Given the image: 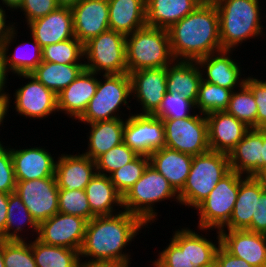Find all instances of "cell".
<instances>
[{
	"instance_id": "45",
	"label": "cell",
	"mask_w": 266,
	"mask_h": 267,
	"mask_svg": "<svg viewBox=\"0 0 266 267\" xmlns=\"http://www.w3.org/2000/svg\"><path fill=\"white\" fill-rule=\"evenodd\" d=\"M137 155L123 142L102 154L96 160L97 173L109 176L114 171L131 162Z\"/></svg>"
},
{
	"instance_id": "25",
	"label": "cell",
	"mask_w": 266,
	"mask_h": 267,
	"mask_svg": "<svg viewBox=\"0 0 266 267\" xmlns=\"http://www.w3.org/2000/svg\"><path fill=\"white\" fill-rule=\"evenodd\" d=\"M150 165L161 173L179 192L190 173L193 156L177 150L162 147L155 150L150 156Z\"/></svg>"
},
{
	"instance_id": "4",
	"label": "cell",
	"mask_w": 266,
	"mask_h": 267,
	"mask_svg": "<svg viewBox=\"0 0 266 267\" xmlns=\"http://www.w3.org/2000/svg\"><path fill=\"white\" fill-rule=\"evenodd\" d=\"M179 202L178 192L152 165H148L141 178L122 197L123 210L138 216L147 226L158 220L155 204L165 200Z\"/></svg>"
},
{
	"instance_id": "24",
	"label": "cell",
	"mask_w": 266,
	"mask_h": 267,
	"mask_svg": "<svg viewBox=\"0 0 266 267\" xmlns=\"http://www.w3.org/2000/svg\"><path fill=\"white\" fill-rule=\"evenodd\" d=\"M263 130L250 128L229 152L231 170L245 176H255L262 169Z\"/></svg>"
},
{
	"instance_id": "36",
	"label": "cell",
	"mask_w": 266,
	"mask_h": 267,
	"mask_svg": "<svg viewBox=\"0 0 266 267\" xmlns=\"http://www.w3.org/2000/svg\"><path fill=\"white\" fill-rule=\"evenodd\" d=\"M216 243L203 234L187 227V257L195 267H211L215 264L216 252L220 246L219 231Z\"/></svg>"
},
{
	"instance_id": "27",
	"label": "cell",
	"mask_w": 266,
	"mask_h": 267,
	"mask_svg": "<svg viewBox=\"0 0 266 267\" xmlns=\"http://www.w3.org/2000/svg\"><path fill=\"white\" fill-rule=\"evenodd\" d=\"M16 28L17 27H14L12 29L11 33L3 41V44L1 46L3 50V54H4V59H5V67L8 73L11 72L14 75L30 74L43 61L42 60V47L33 37H31L32 42L31 41L23 42L24 45L18 44L16 45V47H14L15 51H13V53H10L9 52L10 47L12 46L13 42L14 41L16 42L17 40L18 31ZM26 45H28V47L31 45V48L29 47L28 49Z\"/></svg>"
},
{
	"instance_id": "16",
	"label": "cell",
	"mask_w": 266,
	"mask_h": 267,
	"mask_svg": "<svg viewBox=\"0 0 266 267\" xmlns=\"http://www.w3.org/2000/svg\"><path fill=\"white\" fill-rule=\"evenodd\" d=\"M232 53L233 50H221L198 59L196 62L200 67L202 80L233 91L240 88L246 78L241 72L240 62L230 55Z\"/></svg>"
},
{
	"instance_id": "54",
	"label": "cell",
	"mask_w": 266,
	"mask_h": 267,
	"mask_svg": "<svg viewBox=\"0 0 266 267\" xmlns=\"http://www.w3.org/2000/svg\"><path fill=\"white\" fill-rule=\"evenodd\" d=\"M130 262H92L82 263L81 267H131Z\"/></svg>"
},
{
	"instance_id": "10",
	"label": "cell",
	"mask_w": 266,
	"mask_h": 267,
	"mask_svg": "<svg viewBox=\"0 0 266 267\" xmlns=\"http://www.w3.org/2000/svg\"><path fill=\"white\" fill-rule=\"evenodd\" d=\"M162 121L165 127V147L192 156L210 150L205 114L196 112L191 117Z\"/></svg>"
},
{
	"instance_id": "38",
	"label": "cell",
	"mask_w": 266,
	"mask_h": 267,
	"mask_svg": "<svg viewBox=\"0 0 266 267\" xmlns=\"http://www.w3.org/2000/svg\"><path fill=\"white\" fill-rule=\"evenodd\" d=\"M233 90L206 81L201 82L195 107L201 114L225 111Z\"/></svg>"
},
{
	"instance_id": "18",
	"label": "cell",
	"mask_w": 266,
	"mask_h": 267,
	"mask_svg": "<svg viewBox=\"0 0 266 267\" xmlns=\"http://www.w3.org/2000/svg\"><path fill=\"white\" fill-rule=\"evenodd\" d=\"M220 245L253 267H263L266 260V234L247 230H219Z\"/></svg>"
},
{
	"instance_id": "41",
	"label": "cell",
	"mask_w": 266,
	"mask_h": 267,
	"mask_svg": "<svg viewBox=\"0 0 266 267\" xmlns=\"http://www.w3.org/2000/svg\"><path fill=\"white\" fill-rule=\"evenodd\" d=\"M149 164V157L137 155L131 162L109 175L115 189L122 197L141 178Z\"/></svg>"
},
{
	"instance_id": "1",
	"label": "cell",
	"mask_w": 266,
	"mask_h": 267,
	"mask_svg": "<svg viewBox=\"0 0 266 267\" xmlns=\"http://www.w3.org/2000/svg\"><path fill=\"white\" fill-rule=\"evenodd\" d=\"M146 226L138 216L123 209L113 215L94 216L87 223L79 251L81 263L130 262L131 254L126 252V246L135 240L142 228H148Z\"/></svg>"
},
{
	"instance_id": "11",
	"label": "cell",
	"mask_w": 266,
	"mask_h": 267,
	"mask_svg": "<svg viewBox=\"0 0 266 267\" xmlns=\"http://www.w3.org/2000/svg\"><path fill=\"white\" fill-rule=\"evenodd\" d=\"M123 142L136 154L149 157L165 147V127L161 119L150 114H132L125 118Z\"/></svg>"
},
{
	"instance_id": "9",
	"label": "cell",
	"mask_w": 266,
	"mask_h": 267,
	"mask_svg": "<svg viewBox=\"0 0 266 267\" xmlns=\"http://www.w3.org/2000/svg\"><path fill=\"white\" fill-rule=\"evenodd\" d=\"M83 49L86 70L101 75L128 73L124 34L109 29L88 40Z\"/></svg>"
},
{
	"instance_id": "33",
	"label": "cell",
	"mask_w": 266,
	"mask_h": 267,
	"mask_svg": "<svg viewBox=\"0 0 266 267\" xmlns=\"http://www.w3.org/2000/svg\"><path fill=\"white\" fill-rule=\"evenodd\" d=\"M84 69V63L59 64L42 61L30 74L57 95Z\"/></svg>"
},
{
	"instance_id": "56",
	"label": "cell",
	"mask_w": 266,
	"mask_h": 267,
	"mask_svg": "<svg viewBox=\"0 0 266 267\" xmlns=\"http://www.w3.org/2000/svg\"><path fill=\"white\" fill-rule=\"evenodd\" d=\"M3 3L2 6L4 5V7H8V10L11 9V11H15V9L18 11L19 7L21 6V4L23 3V0H1L0 3Z\"/></svg>"
},
{
	"instance_id": "19",
	"label": "cell",
	"mask_w": 266,
	"mask_h": 267,
	"mask_svg": "<svg viewBox=\"0 0 266 267\" xmlns=\"http://www.w3.org/2000/svg\"><path fill=\"white\" fill-rule=\"evenodd\" d=\"M45 147L11 148L16 181H28L55 176L56 158Z\"/></svg>"
},
{
	"instance_id": "28",
	"label": "cell",
	"mask_w": 266,
	"mask_h": 267,
	"mask_svg": "<svg viewBox=\"0 0 266 267\" xmlns=\"http://www.w3.org/2000/svg\"><path fill=\"white\" fill-rule=\"evenodd\" d=\"M88 133V146L82 154L96 161L102 154L123 143L125 120L116 118L112 120L97 121L91 124Z\"/></svg>"
},
{
	"instance_id": "22",
	"label": "cell",
	"mask_w": 266,
	"mask_h": 267,
	"mask_svg": "<svg viewBox=\"0 0 266 267\" xmlns=\"http://www.w3.org/2000/svg\"><path fill=\"white\" fill-rule=\"evenodd\" d=\"M99 75L84 69L74 81L57 94L58 112L67 114L75 121L79 119L96 93Z\"/></svg>"
},
{
	"instance_id": "3",
	"label": "cell",
	"mask_w": 266,
	"mask_h": 267,
	"mask_svg": "<svg viewBox=\"0 0 266 267\" xmlns=\"http://www.w3.org/2000/svg\"><path fill=\"white\" fill-rule=\"evenodd\" d=\"M219 14L222 50H235L239 45L264 34L259 0H215Z\"/></svg>"
},
{
	"instance_id": "55",
	"label": "cell",
	"mask_w": 266,
	"mask_h": 267,
	"mask_svg": "<svg viewBox=\"0 0 266 267\" xmlns=\"http://www.w3.org/2000/svg\"><path fill=\"white\" fill-rule=\"evenodd\" d=\"M9 110L10 109L8 100L7 99L0 100V127L3 126L5 118L8 117L7 113L9 112ZM0 146H3L2 141H0Z\"/></svg>"
},
{
	"instance_id": "14",
	"label": "cell",
	"mask_w": 266,
	"mask_h": 267,
	"mask_svg": "<svg viewBox=\"0 0 266 267\" xmlns=\"http://www.w3.org/2000/svg\"><path fill=\"white\" fill-rule=\"evenodd\" d=\"M88 221L58 212L39 223L37 239L41 242L80 251Z\"/></svg>"
},
{
	"instance_id": "47",
	"label": "cell",
	"mask_w": 266,
	"mask_h": 267,
	"mask_svg": "<svg viewBox=\"0 0 266 267\" xmlns=\"http://www.w3.org/2000/svg\"><path fill=\"white\" fill-rule=\"evenodd\" d=\"M10 146L11 145L0 146V192L7 194L15 192L16 189V179Z\"/></svg>"
},
{
	"instance_id": "12",
	"label": "cell",
	"mask_w": 266,
	"mask_h": 267,
	"mask_svg": "<svg viewBox=\"0 0 266 267\" xmlns=\"http://www.w3.org/2000/svg\"><path fill=\"white\" fill-rule=\"evenodd\" d=\"M28 80V83L15 90L13 94L15 111L18 116L43 120L58 113L57 95L46 88L32 74H16ZM57 112V113H56Z\"/></svg>"
},
{
	"instance_id": "48",
	"label": "cell",
	"mask_w": 266,
	"mask_h": 267,
	"mask_svg": "<svg viewBox=\"0 0 266 267\" xmlns=\"http://www.w3.org/2000/svg\"><path fill=\"white\" fill-rule=\"evenodd\" d=\"M58 7L56 0H23L19 11L24 12L28 24L55 11Z\"/></svg>"
},
{
	"instance_id": "32",
	"label": "cell",
	"mask_w": 266,
	"mask_h": 267,
	"mask_svg": "<svg viewBox=\"0 0 266 267\" xmlns=\"http://www.w3.org/2000/svg\"><path fill=\"white\" fill-rule=\"evenodd\" d=\"M85 192L91 212L95 216L113 215L122 211H117L118 208L123 209L122 196L109 176L96 173L85 187Z\"/></svg>"
},
{
	"instance_id": "39",
	"label": "cell",
	"mask_w": 266,
	"mask_h": 267,
	"mask_svg": "<svg viewBox=\"0 0 266 267\" xmlns=\"http://www.w3.org/2000/svg\"><path fill=\"white\" fill-rule=\"evenodd\" d=\"M225 111L245 123L249 128L256 129L258 107L252 91L245 84L232 92Z\"/></svg>"
},
{
	"instance_id": "52",
	"label": "cell",
	"mask_w": 266,
	"mask_h": 267,
	"mask_svg": "<svg viewBox=\"0 0 266 267\" xmlns=\"http://www.w3.org/2000/svg\"><path fill=\"white\" fill-rule=\"evenodd\" d=\"M4 7L0 4V47L3 44V41L8 37V35L11 33L12 29L15 27V22H9L7 20V14ZM11 23V24H10Z\"/></svg>"
},
{
	"instance_id": "5",
	"label": "cell",
	"mask_w": 266,
	"mask_h": 267,
	"mask_svg": "<svg viewBox=\"0 0 266 267\" xmlns=\"http://www.w3.org/2000/svg\"><path fill=\"white\" fill-rule=\"evenodd\" d=\"M168 29L144 26L126 35L128 74L149 68H166L174 61Z\"/></svg>"
},
{
	"instance_id": "30",
	"label": "cell",
	"mask_w": 266,
	"mask_h": 267,
	"mask_svg": "<svg viewBox=\"0 0 266 267\" xmlns=\"http://www.w3.org/2000/svg\"><path fill=\"white\" fill-rule=\"evenodd\" d=\"M202 82L200 67L196 61L174 60L167 66V92L177 91L183 97L197 101Z\"/></svg>"
},
{
	"instance_id": "59",
	"label": "cell",
	"mask_w": 266,
	"mask_h": 267,
	"mask_svg": "<svg viewBox=\"0 0 266 267\" xmlns=\"http://www.w3.org/2000/svg\"><path fill=\"white\" fill-rule=\"evenodd\" d=\"M266 166V131H263L262 168Z\"/></svg>"
},
{
	"instance_id": "26",
	"label": "cell",
	"mask_w": 266,
	"mask_h": 267,
	"mask_svg": "<svg viewBox=\"0 0 266 267\" xmlns=\"http://www.w3.org/2000/svg\"><path fill=\"white\" fill-rule=\"evenodd\" d=\"M265 190L254 176H246L239 184L231 218L221 230H247L255 216L256 196Z\"/></svg>"
},
{
	"instance_id": "58",
	"label": "cell",
	"mask_w": 266,
	"mask_h": 267,
	"mask_svg": "<svg viewBox=\"0 0 266 267\" xmlns=\"http://www.w3.org/2000/svg\"><path fill=\"white\" fill-rule=\"evenodd\" d=\"M80 0H56L59 7H69L72 8L75 6Z\"/></svg>"
},
{
	"instance_id": "6",
	"label": "cell",
	"mask_w": 266,
	"mask_h": 267,
	"mask_svg": "<svg viewBox=\"0 0 266 267\" xmlns=\"http://www.w3.org/2000/svg\"><path fill=\"white\" fill-rule=\"evenodd\" d=\"M230 171L226 153L209 150L193 156L190 173L183 188L178 192L180 204L195 210Z\"/></svg>"
},
{
	"instance_id": "51",
	"label": "cell",
	"mask_w": 266,
	"mask_h": 267,
	"mask_svg": "<svg viewBox=\"0 0 266 267\" xmlns=\"http://www.w3.org/2000/svg\"><path fill=\"white\" fill-rule=\"evenodd\" d=\"M8 81V71L5 67V59L2 47H0V100L7 99L9 107H11L10 102L12 100L10 99V94L8 92H5V88L7 87L5 84ZM11 100V101H10Z\"/></svg>"
},
{
	"instance_id": "50",
	"label": "cell",
	"mask_w": 266,
	"mask_h": 267,
	"mask_svg": "<svg viewBox=\"0 0 266 267\" xmlns=\"http://www.w3.org/2000/svg\"><path fill=\"white\" fill-rule=\"evenodd\" d=\"M215 267H253L245 260L228 253L221 245L215 256Z\"/></svg>"
},
{
	"instance_id": "13",
	"label": "cell",
	"mask_w": 266,
	"mask_h": 267,
	"mask_svg": "<svg viewBox=\"0 0 266 267\" xmlns=\"http://www.w3.org/2000/svg\"><path fill=\"white\" fill-rule=\"evenodd\" d=\"M15 192L39 224L59 212L56 177L16 181Z\"/></svg>"
},
{
	"instance_id": "15",
	"label": "cell",
	"mask_w": 266,
	"mask_h": 267,
	"mask_svg": "<svg viewBox=\"0 0 266 267\" xmlns=\"http://www.w3.org/2000/svg\"><path fill=\"white\" fill-rule=\"evenodd\" d=\"M131 98L141 105L139 114L153 115L167 92L166 68L140 69L129 73Z\"/></svg>"
},
{
	"instance_id": "2",
	"label": "cell",
	"mask_w": 266,
	"mask_h": 267,
	"mask_svg": "<svg viewBox=\"0 0 266 267\" xmlns=\"http://www.w3.org/2000/svg\"><path fill=\"white\" fill-rule=\"evenodd\" d=\"M175 60L197 61L222 50L219 14L214 3L199 5L168 29Z\"/></svg>"
},
{
	"instance_id": "8",
	"label": "cell",
	"mask_w": 266,
	"mask_h": 267,
	"mask_svg": "<svg viewBox=\"0 0 266 267\" xmlns=\"http://www.w3.org/2000/svg\"><path fill=\"white\" fill-rule=\"evenodd\" d=\"M245 177L231 170L217 183L208 197L195 208L199 215L197 228L201 232L219 231L229 222L237 199L239 184Z\"/></svg>"
},
{
	"instance_id": "40",
	"label": "cell",
	"mask_w": 266,
	"mask_h": 267,
	"mask_svg": "<svg viewBox=\"0 0 266 267\" xmlns=\"http://www.w3.org/2000/svg\"><path fill=\"white\" fill-rule=\"evenodd\" d=\"M42 60L59 64L83 63L85 61L83 44L74 37L46 45L42 48Z\"/></svg>"
},
{
	"instance_id": "23",
	"label": "cell",
	"mask_w": 266,
	"mask_h": 267,
	"mask_svg": "<svg viewBox=\"0 0 266 267\" xmlns=\"http://www.w3.org/2000/svg\"><path fill=\"white\" fill-rule=\"evenodd\" d=\"M97 173L96 161L84 154H59L55 177L59 189L83 190Z\"/></svg>"
},
{
	"instance_id": "35",
	"label": "cell",
	"mask_w": 266,
	"mask_h": 267,
	"mask_svg": "<svg viewBox=\"0 0 266 267\" xmlns=\"http://www.w3.org/2000/svg\"><path fill=\"white\" fill-rule=\"evenodd\" d=\"M32 253L37 267H81L78 250L48 245L37 238L31 240Z\"/></svg>"
},
{
	"instance_id": "31",
	"label": "cell",
	"mask_w": 266,
	"mask_h": 267,
	"mask_svg": "<svg viewBox=\"0 0 266 267\" xmlns=\"http://www.w3.org/2000/svg\"><path fill=\"white\" fill-rule=\"evenodd\" d=\"M198 6L194 0H145L146 26L169 29Z\"/></svg>"
},
{
	"instance_id": "49",
	"label": "cell",
	"mask_w": 266,
	"mask_h": 267,
	"mask_svg": "<svg viewBox=\"0 0 266 267\" xmlns=\"http://www.w3.org/2000/svg\"><path fill=\"white\" fill-rule=\"evenodd\" d=\"M250 232L266 234V190L256 196L255 216H252Z\"/></svg>"
},
{
	"instance_id": "20",
	"label": "cell",
	"mask_w": 266,
	"mask_h": 267,
	"mask_svg": "<svg viewBox=\"0 0 266 267\" xmlns=\"http://www.w3.org/2000/svg\"><path fill=\"white\" fill-rule=\"evenodd\" d=\"M32 36L43 48L75 37L73 13L69 7H58L44 17L27 24Z\"/></svg>"
},
{
	"instance_id": "46",
	"label": "cell",
	"mask_w": 266,
	"mask_h": 267,
	"mask_svg": "<svg viewBox=\"0 0 266 267\" xmlns=\"http://www.w3.org/2000/svg\"><path fill=\"white\" fill-rule=\"evenodd\" d=\"M244 84L252 91L258 107L256 129L266 131V82L248 75Z\"/></svg>"
},
{
	"instance_id": "44",
	"label": "cell",
	"mask_w": 266,
	"mask_h": 267,
	"mask_svg": "<svg viewBox=\"0 0 266 267\" xmlns=\"http://www.w3.org/2000/svg\"><path fill=\"white\" fill-rule=\"evenodd\" d=\"M28 242L26 240L3 239V262L5 267H37L32 253L31 240Z\"/></svg>"
},
{
	"instance_id": "21",
	"label": "cell",
	"mask_w": 266,
	"mask_h": 267,
	"mask_svg": "<svg viewBox=\"0 0 266 267\" xmlns=\"http://www.w3.org/2000/svg\"><path fill=\"white\" fill-rule=\"evenodd\" d=\"M210 150L229 154L250 128L226 111L206 115Z\"/></svg>"
},
{
	"instance_id": "7",
	"label": "cell",
	"mask_w": 266,
	"mask_h": 267,
	"mask_svg": "<svg viewBox=\"0 0 266 267\" xmlns=\"http://www.w3.org/2000/svg\"><path fill=\"white\" fill-rule=\"evenodd\" d=\"M98 78L97 90L78 122L91 124L97 121L123 118L124 105L131 110V81L128 73L107 74ZM103 80V82H102ZM120 113V115H119ZM122 114V116H121Z\"/></svg>"
},
{
	"instance_id": "43",
	"label": "cell",
	"mask_w": 266,
	"mask_h": 267,
	"mask_svg": "<svg viewBox=\"0 0 266 267\" xmlns=\"http://www.w3.org/2000/svg\"><path fill=\"white\" fill-rule=\"evenodd\" d=\"M58 209L61 213L79 216L88 222L95 216L89 207L85 189L72 191L59 189Z\"/></svg>"
},
{
	"instance_id": "53",
	"label": "cell",
	"mask_w": 266,
	"mask_h": 267,
	"mask_svg": "<svg viewBox=\"0 0 266 267\" xmlns=\"http://www.w3.org/2000/svg\"><path fill=\"white\" fill-rule=\"evenodd\" d=\"M9 194L0 192V236L5 232Z\"/></svg>"
},
{
	"instance_id": "60",
	"label": "cell",
	"mask_w": 266,
	"mask_h": 267,
	"mask_svg": "<svg viewBox=\"0 0 266 267\" xmlns=\"http://www.w3.org/2000/svg\"><path fill=\"white\" fill-rule=\"evenodd\" d=\"M0 267H5L3 262V238L0 237Z\"/></svg>"
},
{
	"instance_id": "29",
	"label": "cell",
	"mask_w": 266,
	"mask_h": 267,
	"mask_svg": "<svg viewBox=\"0 0 266 267\" xmlns=\"http://www.w3.org/2000/svg\"><path fill=\"white\" fill-rule=\"evenodd\" d=\"M110 30L129 35L146 26L145 0H108Z\"/></svg>"
},
{
	"instance_id": "34",
	"label": "cell",
	"mask_w": 266,
	"mask_h": 267,
	"mask_svg": "<svg viewBox=\"0 0 266 267\" xmlns=\"http://www.w3.org/2000/svg\"><path fill=\"white\" fill-rule=\"evenodd\" d=\"M26 225L28 226V228H31V232H33L32 236H34L35 234L36 238L39 224L32 217L18 194L16 192L10 193L8 196L7 222L5 225V232L0 237L4 240H28V238H24L23 234H21V231L23 232V230H25L24 232H26V229H24Z\"/></svg>"
},
{
	"instance_id": "17",
	"label": "cell",
	"mask_w": 266,
	"mask_h": 267,
	"mask_svg": "<svg viewBox=\"0 0 266 267\" xmlns=\"http://www.w3.org/2000/svg\"><path fill=\"white\" fill-rule=\"evenodd\" d=\"M71 9L74 34L82 44L110 29L108 0H80Z\"/></svg>"
},
{
	"instance_id": "57",
	"label": "cell",
	"mask_w": 266,
	"mask_h": 267,
	"mask_svg": "<svg viewBox=\"0 0 266 267\" xmlns=\"http://www.w3.org/2000/svg\"><path fill=\"white\" fill-rule=\"evenodd\" d=\"M254 177L266 189V166L263 167Z\"/></svg>"
},
{
	"instance_id": "61",
	"label": "cell",
	"mask_w": 266,
	"mask_h": 267,
	"mask_svg": "<svg viewBox=\"0 0 266 267\" xmlns=\"http://www.w3.org/2000/svg\"><path fill=\"white\" fill-rule=\"evenodd\" d=\"M194 1H196L199 5H206V4L215 3V0H194Z\"/></svg>"
},
{
	"instance_id": "37",
	"label": "cell",
	"mask_w": 266,
	"mask_h": 267,
	"mask_svg": "<svg viewBox=\"0 0 266 267\" xmlns=\"http://www.w3.org/2000/svg\"><path fill=\"white\" fill-rule=\"evenodd\" d=\"M180 229L173 231L170 243L158 253V258L150 260L153 267H195L187 257V227Z\"/></svg>"
},
{
	"instance_id": "42",
	"label": "cell",
	"mask_w": 266,
	"mask_h": 267,
	"mask_svg": "<svg viewBox=\"0 0 266 267\" xmlns=\"http://www.w3.org/2000/svg\"><path fill=\"white\" fill-rule=\"evenodd\" d=\"M192 110L197 111L195 103L192 100L183 97L177 91L174 93L166 92L160 106L153 115L161 120L181 119L193 116L195 111Z\"/></svg>"
}]
</instances>
